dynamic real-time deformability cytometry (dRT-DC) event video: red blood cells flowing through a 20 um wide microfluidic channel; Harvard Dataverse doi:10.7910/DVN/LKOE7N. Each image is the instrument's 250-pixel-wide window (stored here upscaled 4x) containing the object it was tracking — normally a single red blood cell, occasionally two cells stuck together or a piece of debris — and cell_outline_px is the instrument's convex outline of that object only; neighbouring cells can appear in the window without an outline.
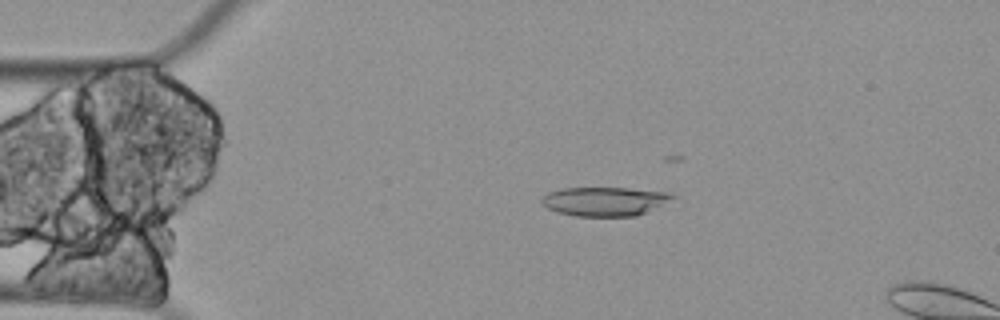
{"species": "Egyptian fruit bat (a non-hibernating species)", "species_latin": "Rousettus aegyptiacus", "temperature_condition": "cold", "stored_images_in_passage": 6, "camera_frame_rate_fps": 3000, "um_per_image_px": 0.085, "animal": {"sex": "female"}, "frame": {"image": 1, "passage_image": 4, "time_ms": 1.0, "image_size_px": [1000, 320], "cell_outline_px": [[676, 196], [636, 216], [576, 216], [556, 212], [548, 208], [540, 200], [548, 192], [564, 188], [628, 188], [668, 192]], "centroid_in_image_um": [51.34, 17.11], "position_along_channel_um": 33.7, "area_um2": 21.68}}